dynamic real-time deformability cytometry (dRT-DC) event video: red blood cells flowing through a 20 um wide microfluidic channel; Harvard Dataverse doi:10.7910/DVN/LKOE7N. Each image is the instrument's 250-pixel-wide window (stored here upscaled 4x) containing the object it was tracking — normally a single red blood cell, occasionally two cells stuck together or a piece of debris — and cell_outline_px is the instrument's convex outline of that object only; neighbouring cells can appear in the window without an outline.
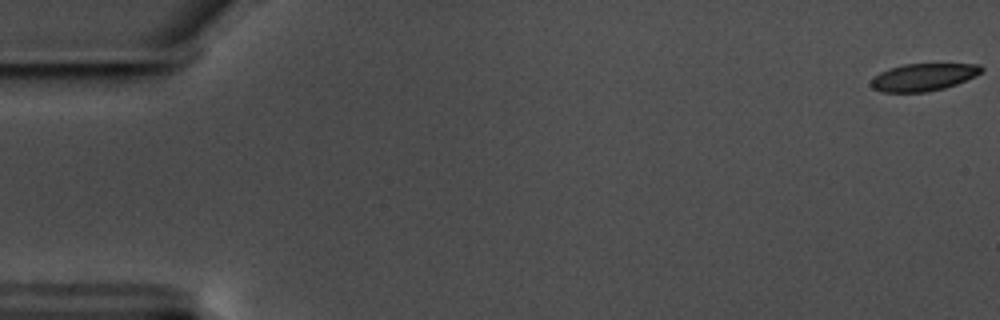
{"species": "common noctule bat (a hibernating species)", "species_latin": "Nyctalus noctula", "temperature_condition": "warm", "stored_images_in_passage": 59, "camera_frame_rate_fps": 3000, "um_per_image_px": 0.085, "animal": {"sex": "male", "body_mass_g": 17.5, "forearm_length_mm": 52.3}, "frame": {"image": 1, "passage_image": 1, "time_ms": 0.0, "image_size_px": [1000, 320], "cell_outline_px": [[984, 68], [976, 76], [956, 84], [944, 88], [924, 92], [884, 92], [872, 88], [872, 80], [880, 72], [888, 68], [904, 64], [980, 64]], "centroid_in_image_um": [78.5, 6.55], "position_along_channel_um": 6.5, "area_um2": 17.46}}
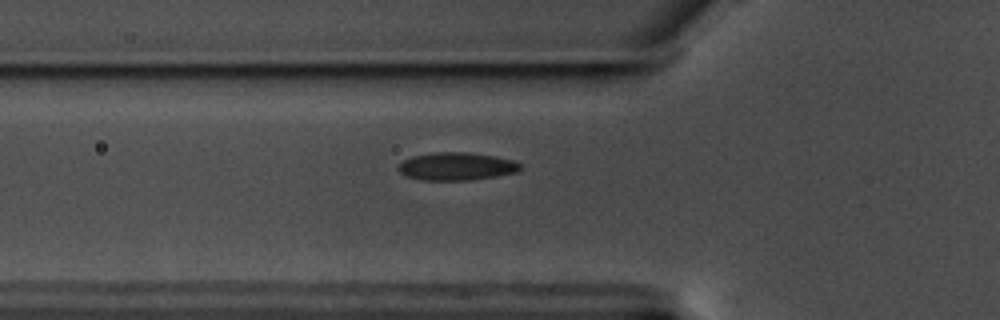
{"frame": {"image": 2, "passage_image": 21, "time_ms": 6.667, "image_size_px": [1000, 320], "cell_outline_px": [[524, 168], [516, 172], [496, 176], [468, 180], [420, 180], [408, 176], [400, 172], [396, 168], [404, 160], [412, 156], [436, 152], [468, 152], [496, 156], [512, 160], [520, 164]], "centroid_in_image_um": [38.82, 14.14], "position_along_channel_um": 87.0, "area_um2": 19.77}}
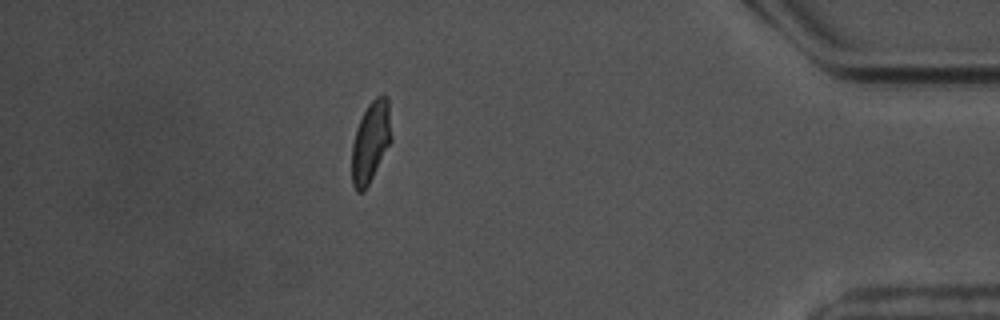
{"frame": {"image": 3, "passage_image": 52, "time_ms": 17.0, "image_size_px": [1000, 320], "cell_outline_px": [[392, 140], [368, 184], [360, 192], [356, 192], [352, 184], [352, 144], [356, 128], [368, 104], [376, 96], [388, 96]], "centroid_in_image_um": [31.51, 12.03], "position_along_channel_um": 403.7, "area_um2": 18.44}, "authors_computed_cell_mechanics": {"area_um2": 19.1318, "velocity_mm_per_s": 3.5054, "shape_relaxation_time_tau1_ms": 4.559, "shape_relaxation_time_tau2_ms": 1.1766, "deformation_change_tau1": 0.116, "deformation_change_tau2": 0.0798}}